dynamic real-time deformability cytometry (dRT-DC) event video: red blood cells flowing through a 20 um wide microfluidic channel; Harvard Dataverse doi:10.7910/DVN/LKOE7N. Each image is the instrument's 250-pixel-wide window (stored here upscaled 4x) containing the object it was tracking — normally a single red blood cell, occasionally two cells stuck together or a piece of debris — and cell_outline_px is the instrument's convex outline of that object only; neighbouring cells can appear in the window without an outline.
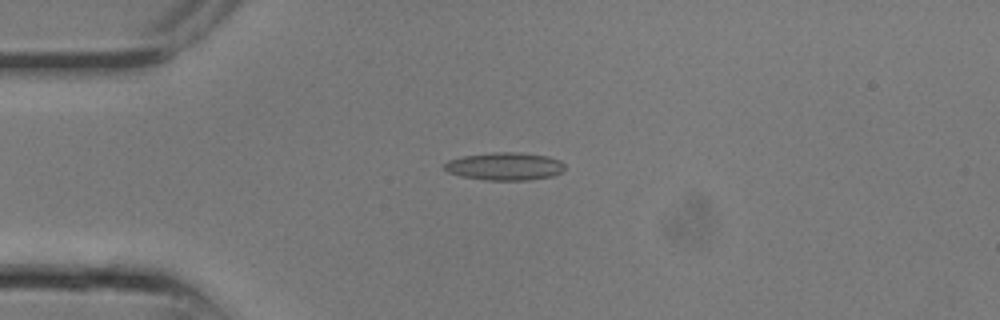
{"species": "common noctule bat (a hibernating species)", "species_latin": "Nyctalus noctula", "temperature_condition": "room temperature", "stored_images_in_passage": 24, "camera_frame_rate_fps": 3000, "um_per_image_px": 0.085, "animal": {"sex": "male", "body_mass_g": 13.3}, "frame": {"image": 1, "passage_image": 6, "time_ms": 1.667, "image_size_px": [1000, 320], "cell_outline_px": [[564, 168], [560, 172], [552, 176], [528, 180], [484, 180], [460, 176], [448, 172], [444, 168], [444, 164], [448, 160], [460, 156], [492, 152], [520, 152], [548, 156], [560, 160], [564, 164]], "centroid_in_image_um": [42.88, 14.13], "position_along_channel_um": 42.1, "area_um2": 19.65}}
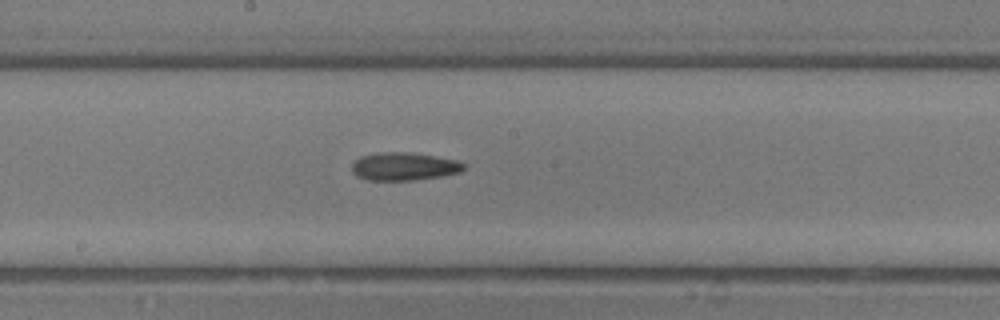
{"frame": {"image": 2, "passage_image": 13, "time_ms": 4.0, "image_size_px": [1000, 320], "cell_outline_px": [[464, 168], [460, 172], [444, 176], [416, 180], [368, 180], [356, 176], [352, 172], [352, 164], [360, 156], [376, 152], [408, 152], [460, 160], [464, 164]], "centroid_in_image_um": [34.34, 14.15], "position_along_channel_um": 213.9, "area_um2": 18.44}}
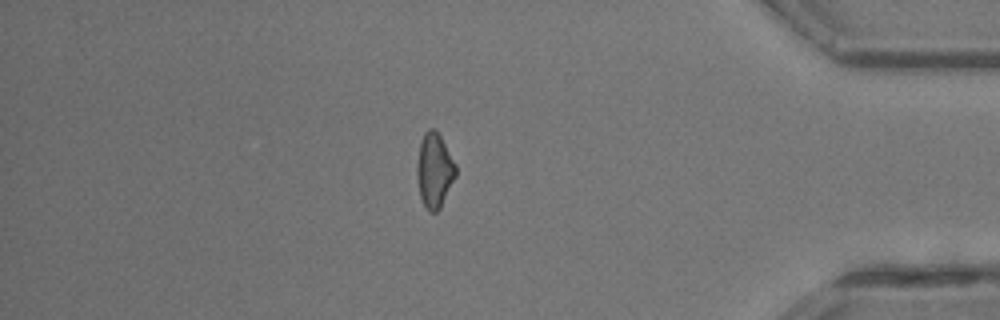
{"frame": {"image": 3, "passage_image": 21, "time_ms": 6.667, "image_size_px": [1000, 320], "cell_outline_px": [[456, 176], [440, 208], [436, 212], [428, 212], [420, 196], [416, 172], [416, 164], [420, 140], [424, 132], [428, 128], [436, 128], [456, 164]], "centroid_in_image_um": [36.91, 14.44], "position_along_channel_um": 398.3, "area_um2": 17.05}}